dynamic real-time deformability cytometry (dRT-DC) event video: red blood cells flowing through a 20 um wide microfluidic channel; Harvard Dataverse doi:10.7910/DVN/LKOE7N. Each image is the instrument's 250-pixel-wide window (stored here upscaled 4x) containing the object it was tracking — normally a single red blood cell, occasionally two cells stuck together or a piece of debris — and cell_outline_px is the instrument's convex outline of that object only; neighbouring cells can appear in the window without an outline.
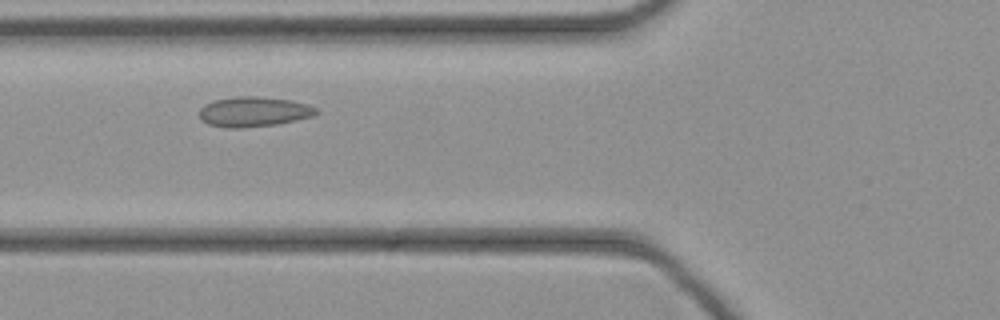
{"species": "common noctule bat (a hibernating species)", "species_latin": "Nyctalus noctula", "temperature_condition": "cold", "stored_images_in_passage": 31, "camera_frame_rate_fps": 3000, "um_per_image_px": 0.085, "animal": {"sex": "female", "body_mass_g": 21.9}, "frame": {"image": 1, "passage_image": 9, "time_ms": 2.667, "image_size_px": [1000, 320], "cell_outline_px": [[320, 112], [312, 116], [276, 124], [244, 128], [224, 128], [208, 124], [200, 116], [200, 108], [204, 104], [212, 100], [236, 96], [260, 96], [292, 100], [308, 104], [316, 108]], "centroid_in_image_um": [21.56, 9.48], "position_along_channel_um": 104.2, "area_um2": 20.58}}
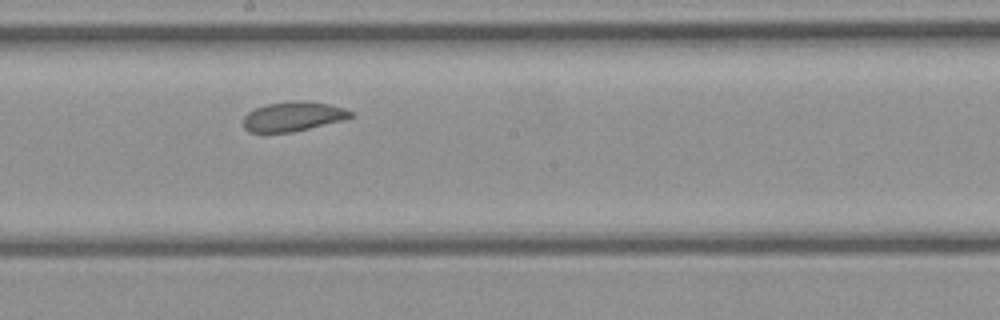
{"frame": {"image": 2, "passage_image": 17, "time_ms": 5.333, "image_size_px": [1000, 320], "cell_outline_px": [[352, 116], [340, 120], [292, 132], [248, 132], [244, 128], [244, 116], [248, 112], [264, 104], [292, 100], [304, 100], [328, 104], [344, 108], [352, 112]], "centroid_in_image_um": [24.85, 9.88], "position_along_channel_um": 223.3, "area_um2": 18.26}}
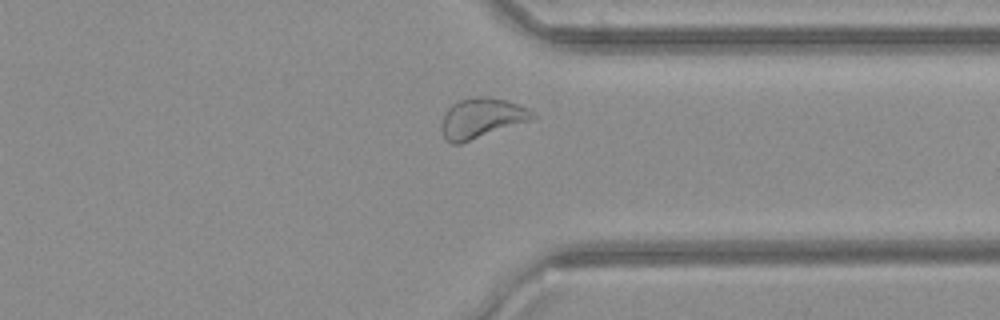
{"frame": {"image": 3, "passage_image": 27, "time_ms": 8.667, "image_size_px": [1000, 320], "cell_outline_px": [[536, 116], [528, 120], [460, 144], [452, 144], [444, 140], [440, 128], [440, 124], [444, 112], [452, 104], [460, 100], [480, 96], [488, 96], [508, 100], [528, 108]], "centroid_in_image_um": [40.85, 10.04], "position_along_channel_um": 370.6, "area_um2": 21.15}}